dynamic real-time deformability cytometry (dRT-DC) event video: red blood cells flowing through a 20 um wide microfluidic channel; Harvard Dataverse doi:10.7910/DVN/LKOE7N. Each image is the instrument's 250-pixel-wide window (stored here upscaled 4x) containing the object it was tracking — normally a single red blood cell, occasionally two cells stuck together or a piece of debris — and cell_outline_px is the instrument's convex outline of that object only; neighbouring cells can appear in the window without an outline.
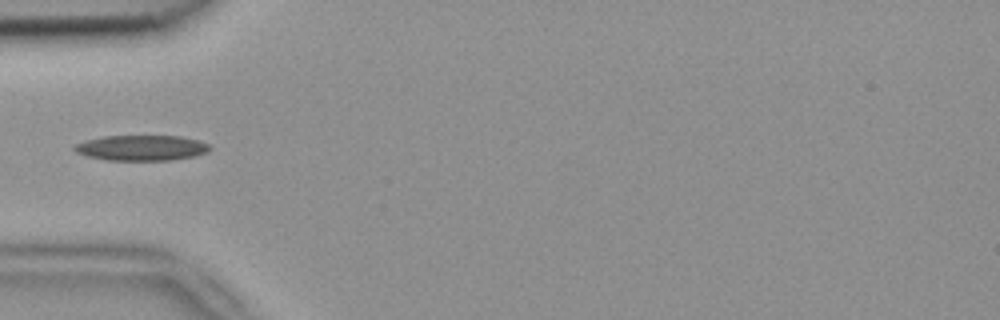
{"species": "common noctule bat (a hibernating species)", "species_latin": "Nyctalus noctula", "temperature_condition": "room temperature", "stored_images_in_passage": 4, "camera_frame_rate_fps": 3000, "um_per_image_px": 0.085, "animal": {"sex": "female", "body_mass_g": 18.4}, "frame": {"image": 1, "passage_image": 4, "time_ms": 1.0, "image_size_px": [1000, 320], "cell_outline_px": [[212, 148], [208, 152], [196, 156], [172, 160], [104, 160], [88, 156], [76, 152], [72, 148], [76, 144], [88, 140], [104, 136], [180, 136], [200, 140], [208, 144]], "centroid_in_image_um": [12.08, 12.57], "position_along_channel_um": 72.9, "area_um2": 20.11}}